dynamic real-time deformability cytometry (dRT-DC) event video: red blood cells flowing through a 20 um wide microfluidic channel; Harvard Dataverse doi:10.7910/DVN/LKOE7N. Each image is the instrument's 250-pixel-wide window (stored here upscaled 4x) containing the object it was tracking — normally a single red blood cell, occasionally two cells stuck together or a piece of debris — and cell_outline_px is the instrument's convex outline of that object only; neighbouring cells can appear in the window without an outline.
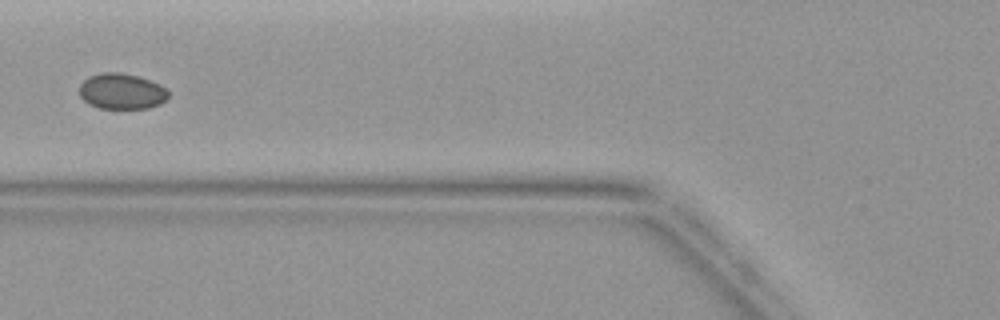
{"species": "common noctule bat (a hibernating species)", "species_latin": "Nyctalus noctula", "temperature_condition": "warm", "stored_images_in_passage": 6, "camera_frame_rate_fps": 3000, "um_per_image_px": 0.085, "animal": {"sex": "female", "body_mass_g": 19.9}, "frame": {"image": 1, "passage_image": 6, "time_ms": 5.667, "image_size_px": [1000, 320], "cell_outline_px": [[168, 96], [160, 104], [148, 108], [100, 108], [88, 104], [80, 96], [80, 84], [88, 76], [100, 72], [120, 72], [140, 76], [160, 84], [168, 88]], "centroid_in_image_um": [10.35, 7.74], "position_along_channel_um": 115.5, "area_um2": 18.73}}